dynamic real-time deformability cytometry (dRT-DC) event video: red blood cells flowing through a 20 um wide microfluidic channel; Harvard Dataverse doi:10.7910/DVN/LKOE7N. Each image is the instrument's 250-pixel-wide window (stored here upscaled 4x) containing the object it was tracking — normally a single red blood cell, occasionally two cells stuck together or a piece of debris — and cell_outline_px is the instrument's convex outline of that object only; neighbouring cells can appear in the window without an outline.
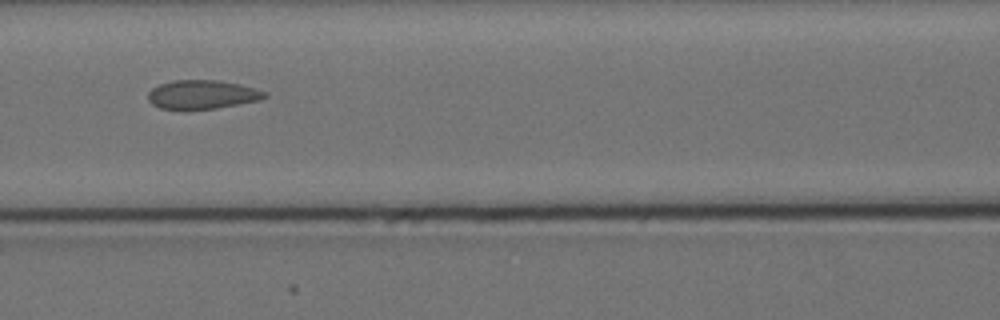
{"species": "Egyptian fruit bat (a non-hibernating species)", "species_latin": "Rousettus aegyptiacus", "temperature_condition": "cold", "stored_images_in_passage": 12, "camera_frame_rate_fps": 3000, "um_per_image_px": 0.085, "animal": {"sex": "female"}, "frame": {"image": 1, "passage_image": 4, "time_ms": 4.333, "image_size_px": [1000, 320], "cell_outline_px": [[268, 96], [260, 100], [216, 108], [160, 108], [152, 104], [148, 100], [148, 92], [152, 88], [160, 84], [172, 80], [220, 80], [240, 84], [256, 88], [268, 92]], "centroid_in_image_um": [17.23, 8.01], "position_along_channel_um": 149.4, "area_um2": 19.48}}
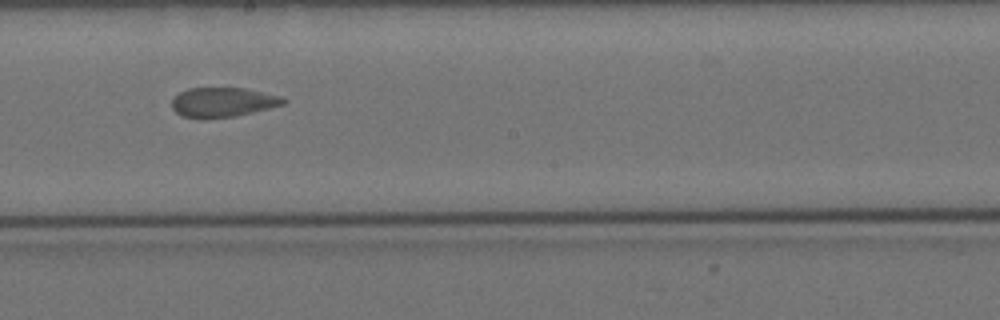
{"frame": {"image": 2, "passage_image": 6, "time_ms": 6.667, "image_size_px": [1000, 320], "cell_outline_px": [[288, 100], [284, 104], [236, 116], [180, 116], [172, 108], [172, 100], [180, 92], [188, 88], [244, 88], [280, 96]], "centroid_in_image_um": [18.96, 8.65], "position_along_channel_um": 229.2, "area_um2": 18.55}}
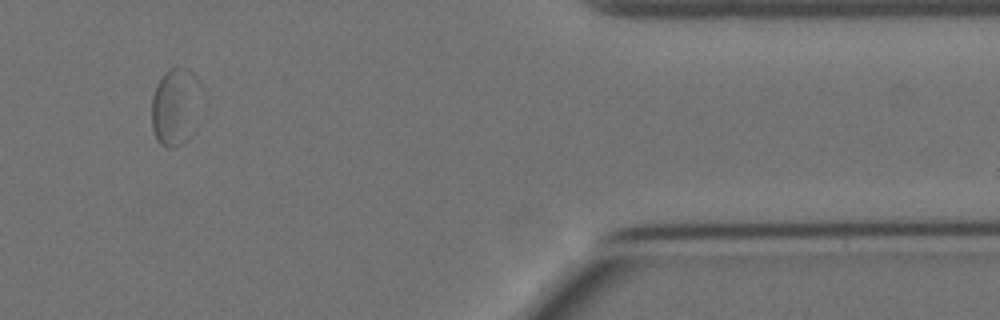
{"frame": {"image": 3, "passage_image": 11, "time_ms": 12.667, "image_size_px": [1000, 320], "cell_outline_px": [[200, 88], [196, 132], [192, 136], [180, 144], [172, 148], [168, 148], [160, 144], [156, 140], [152, 128], [152, 96], [156, 84], [164, 72], [168, 68], [188, 68], [196, 76], [200, 84]], "centroid_in_image_um": [14.91, 9.08], "position_along_channel_um": 396.5, "area_um2": 22.89}}